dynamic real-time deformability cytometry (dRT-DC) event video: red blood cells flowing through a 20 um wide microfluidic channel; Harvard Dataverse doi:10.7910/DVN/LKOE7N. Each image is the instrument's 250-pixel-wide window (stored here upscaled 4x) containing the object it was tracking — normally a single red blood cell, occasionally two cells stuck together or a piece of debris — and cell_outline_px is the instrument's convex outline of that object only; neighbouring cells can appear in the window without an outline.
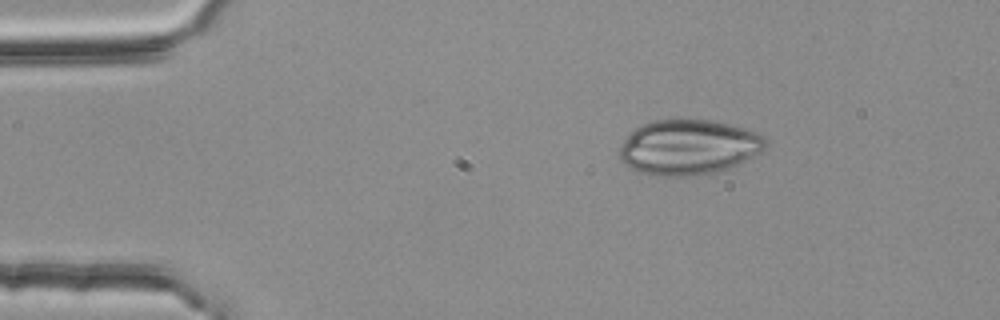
{"species": "common noctule bat (a hibernating species)", "species_latin": "Nyctalus noctula", "temperature_condition": "room temperature", "stored_images_in_passage": 2, "camera_frame_rate_fps": 3000, "um_per_image_px": 0.085, "animal": {"sex": "female", "body_mass_g": 25.1}, "frame": {"image": 1, "passage_image": 1, "time_ms": 0.0, "image_size_px": [1000, 320], "cell_outline_px": [[768, 144], [760, 152], [724, 172], [692, 176], [648, 176], [628, 168], [620, 160], [620, 148], [624, 140], [636, 128], [652, 120], [712, 120], [760, 132], [768, 140]], "centroid_in_image_um": [58.55, 12.54], "position_along_channel_um": 26.4, "area_um2": 47.51}}